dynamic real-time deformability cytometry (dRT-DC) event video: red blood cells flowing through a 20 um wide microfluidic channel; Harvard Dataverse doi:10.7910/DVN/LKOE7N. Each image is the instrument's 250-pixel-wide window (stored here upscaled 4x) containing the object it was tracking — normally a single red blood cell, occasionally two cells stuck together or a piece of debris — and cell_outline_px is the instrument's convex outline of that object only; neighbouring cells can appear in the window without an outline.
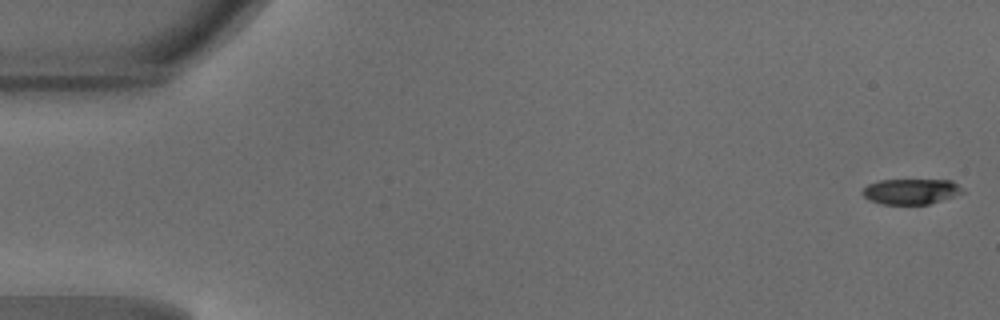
{"species": "common noctule bat (a hibernating species)", "species_latin": "Nyctalus noctula", "temperature_condition": "warm", "stored_images_in_passage": 12, "camera_frame_rate_fps": 3000, "um_per_image_px": 0.085, "animal": {"sex": "male", "body_mass_g": 18.8}, "frame": {"image": 1, "passage_image": 1, "time_ms": 0.0, "image_size_px": [1000, 320], "cell_outline_px": [[964, 192], [928, 204], [884, 204], [872, 200], [864, 196], [860, 192], [868, 184], [880, 180], [952, 180]], "centroid_in_image_um": [77.39, 16.26], "position_along_channel_um": 7.6, "area_um2": 14.51}}